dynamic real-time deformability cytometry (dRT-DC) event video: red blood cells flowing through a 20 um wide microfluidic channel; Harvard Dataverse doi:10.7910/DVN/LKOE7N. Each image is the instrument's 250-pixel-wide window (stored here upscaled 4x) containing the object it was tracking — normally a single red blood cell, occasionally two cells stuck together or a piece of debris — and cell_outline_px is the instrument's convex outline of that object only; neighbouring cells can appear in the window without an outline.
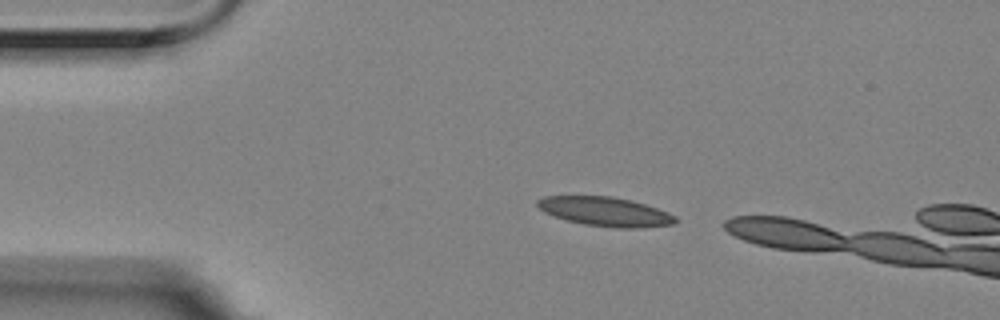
{"species": "Egyptian fruit bat (a non-hibernating species)", "species_latin": "Rousettus aegyptiacus", "temperature_condition": "room temperature", "stored_images_in_passage": 3, "camera_frame_rate_fps": 3000, "um_per_image_px": 0.085, "animal": {"sex": "female"}, "frame": {"image": 1, "passage_image": 1, "time_ms": 0.0, "image_size_px": [1000, 320], "cell_outline_px": [[680, 220], [676, 224], [644, 228], [616, 228], [584, 224], [568, 220], [544, 212], [536, 204], [536, 200], [544, 196], [612, 196], [632, 200], [668, 212], [676, 216]], "centroid_in_image_um": [51.51, 17.99], "position_along_channel_um": 33.5, "area_um2": 23.58}}